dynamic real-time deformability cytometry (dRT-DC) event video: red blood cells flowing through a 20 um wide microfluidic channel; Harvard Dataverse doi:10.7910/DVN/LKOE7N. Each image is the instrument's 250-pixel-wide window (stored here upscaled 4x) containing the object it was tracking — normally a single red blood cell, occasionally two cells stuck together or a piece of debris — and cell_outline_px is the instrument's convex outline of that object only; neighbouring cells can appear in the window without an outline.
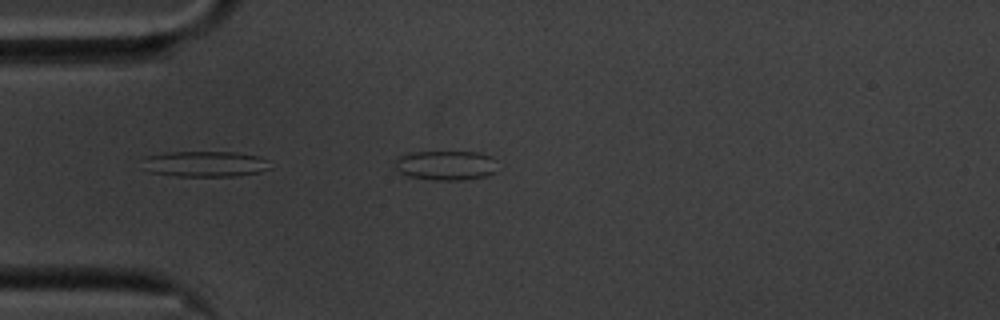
{"species": "common noctule bat (a hibernating species)", "species_latin": "Nyctalus noctula", "temperature_condition": "cold", "stored_images_in_passage": 20, "camera_frame_rate_fps": 3000, "um_per_image_px": 0.085, "animal": {"sex": "male", "body_mass_g": 20.1, "forearm_length_mm": 53.5}, "frame": {"image": 1, "passage_image": 1, "time_ms": 0.0, "image_size_px": [1000, 320], "cell_outline_px": [[496, 160], [492, 172], [484, 176], [460, 180], [436, 180], [408, 176], [400, 172], [396, 168], [396, 160], [400, 156], [408, 152], [480, 152], [492, 156]], "centroid_in_image_um": [37.88, 14.04], "position_along_channel_um": 47.1, "area_um2": 17.46}}
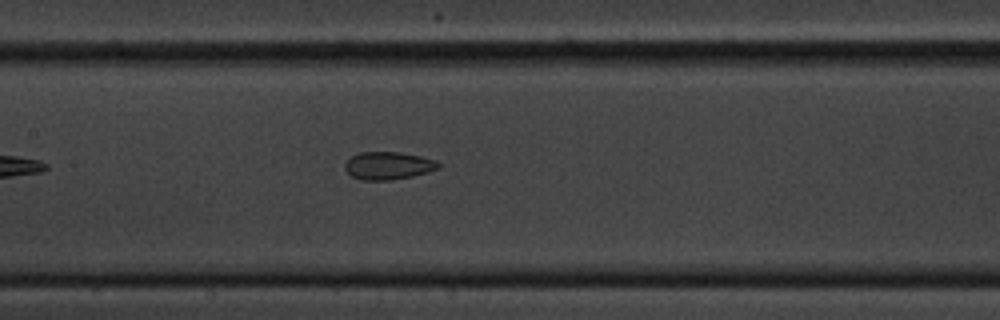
{"frame": {"image": 2, "passage_image": 13, "time_ms": 4.0, "image_size_px": [1000, 320], "cell_outline_px": [[440, 168], [428, 172], [412, 176], [388, 180], [360, 180], [352, 176], [344, 168], [344, 164], [352, 156], [360, 152], [400, 152], [420, 156], [436, 160], [440, 164]], "centroid_in_image_um": [33.0, 14.08], "position_along_channel_um": 174.4, "area_um2": 15.09}}
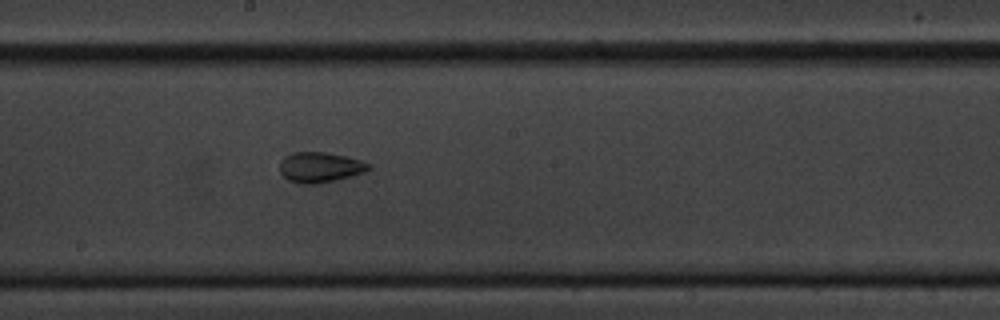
{"frame": {"image": 3, "passage_image": 17, "time_ms": 5.333, "image_size_px": [1000, 320], "cell_outline_px": [[372, 168], [364, 172], [316, 184], [300, 184], [288, 180], [280, 172], [280, 160], [284, 156], [292, 152], [324, 152], [344, 156], [360, 160], [372, 164]], "centroid_in_image_um": [27.17, 14.21], "position_along_channel_um": 221.0, "area_um2": 15.61}}